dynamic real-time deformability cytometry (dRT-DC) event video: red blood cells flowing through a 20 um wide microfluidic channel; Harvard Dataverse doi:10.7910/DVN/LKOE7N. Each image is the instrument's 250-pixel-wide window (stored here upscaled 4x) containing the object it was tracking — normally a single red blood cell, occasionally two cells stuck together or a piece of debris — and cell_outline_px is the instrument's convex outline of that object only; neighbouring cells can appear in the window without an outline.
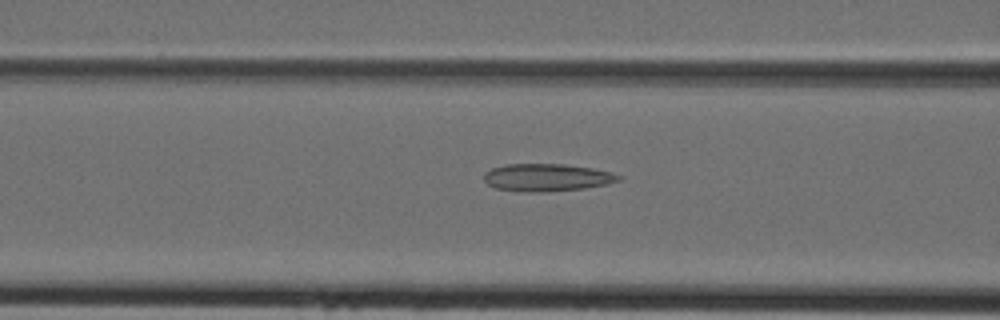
{"species": "Egyptian fruit bat (a non-hibernating species)", "species_latin": "Rousettus aegyptiacus", "temperature_condition": "cold", "stored_images_in_passage": 43, "camera_frame_rate_fps": 3000, "um_per_image_px": 0.085, "animal": {"sex": "female"}, "frame": {"image": 1, "passage_image": 17, "time_ms": 5.333, "image_size_px": [1000, 320], "cell_outline_px": [[624, 176], [620, 180], [608, 184], [584, 188], [496, 188], [488, 184], [484, 180], [484, 172], [492, 168], [504, 164], [564, 164], [592, 168], [612, 172]], "centroid_in_image_um": [46.56, 15.0], "position_along_channel_um": 120.0, "area_um2": 20.17}}
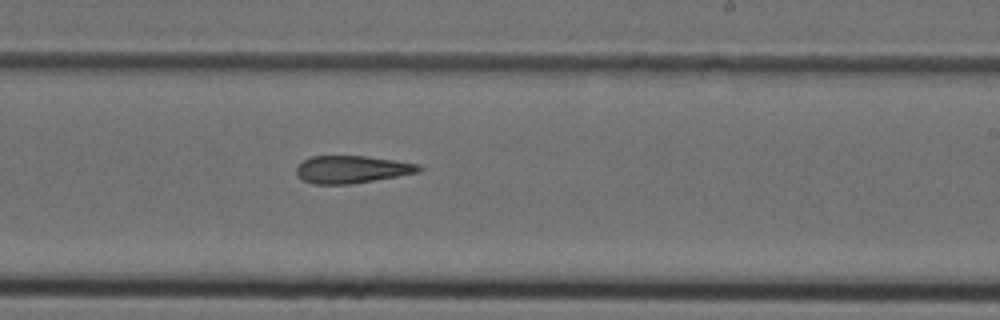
{"frame": {"image": 2, "passage_image": 26, "time_ms": 8.333, "image_size_px": [1000, 320], "cell_outline_px": [[424, 168], [420, 172], [352, 184], [312, 184], [304, 180], [296, 172], [296, 168], [304, 160], [312, 156], [364, 156], [396, 160], [420, 164]], "centroid_in_image_um": [29.96, 14.4], "position_along_channel_um": 259.0, "area_um2": 19.59}}
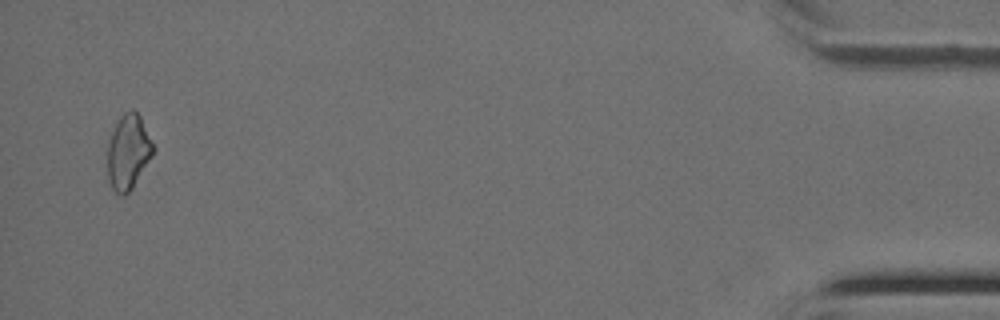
{"frame": {"image": 3, "passage_image": 42, "time_ms": 13.667, "image_size_px": [1000, 320], "cell_outline_px": [[156, 152], [132, 188], [124, 196], [120, 196], [112, 188], [108, 180], [108, 144], [112, 132], [120, 116], [124, 112], [132, 108], [140, 116], [156, 148]], "centroid_in_image_um": [10.93, 12.92], "position_along_channel_um": 424.3, "area_um2": 20.11}}